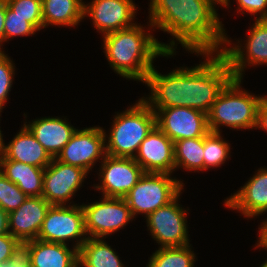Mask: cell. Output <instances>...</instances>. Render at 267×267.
I'll return each mask as SVG.
<instances>
[{"instance_id":"25","label":"cell","mask_w":267,"mask_h":267,"mask_svg":"<svg viewBox=\"0 0 267 267\" xmlns=\"http://www.w3.org/2000/svg\"><path fill=\"white\" fill-rule=\"evenodd\" d=\"M175 171L204 172V137L174 142Z\"/></svg>"},{"instance_id":"40","label":"cell","mask_w":267,"mask_h":267,"mask_svg":"<svg viewBox=\"0 0 267 267\" xmlns=\"http://www.w3.org/2000/svg\"><path fill=\"white\" fill-rule=\"evenodd\" d=\"M2 112H3V110L0 109V117H1V115H2ZM0 121H1V118H0ZM0 123H1V122H0ZM2 132H3V131H1V127H0V137H1Z\"/></svg>"},{"instance_id":"41","label":"cell","mask_w":267,"mask_h":267,"mask_svg":"<svg viewBox=\"0 0 267 267\" xmlns=\"http://www.w3.org/2000/svg\"><path fill=\"white\" fill-rule=\"evenodd\" d=\"M73 267H82L81 263L78 261Z\"/></svg>"},{"instance_id":"33","label":"cell","mask_w":267,"mask_h":267,"mask_svg":"<svg viewBox=\"0 0 267 267\" xmlns=\"http://www.w3.org/2000/svg\"><path fill=\"white\" fill-rule=\"evenodd\" d=\"M0 267H31V252L26 242H19L12 251L8 261L0 264Z\"/></svg>"},{"instance_id":"12","label":"cell","mask_w":267,"mask_h":267,"mask_svg":"<svg viewBox=\"0 0 267 267\" xmlns=\"http://www.w3.org/2000/svg\"><path fill=\"white\" fill-rule=\"evenodd\" d=\"M88 175L80 167L64 164L53 158L44 169L42 197L50 205H75L72 199L82 189Z\"/></svg>"},{"instance_id":"16","label":"cell","mask_w":267,"mask_h":267,"mask_svg":"<svg viewBox=\"0 0 267 267\" xmlns=\"http://www.w3.org/2000/svg\"><path fill=\"white\" fill-rule=\"evenodd\" d=\"M249 178L239 190L224 199L223 205L252 220L267 213V168H258Z\"/></svg>"},{"instance_id":"21","label":"cell","mask_w":267,"mask_h":267,"mask_svg":"<svg viewBox=\"0 0 267 267\" xmlns=\"http://www.w3.org/2000/svg\"><path fill=\"white\" fill-rule=\"evenodd\" d=\"M26 243L31 252V267H73L78 262V249L70 245L39 239Z\"/></svg>"},{"instance_id":"11","label":"cell","mask_w":267,"mask_h":267,"mask_svg":"<svg viewBox=\"0 0 267 267\" xmlns=\"http://www.w3.org/2000/svg\"><path fill=\"white\" fill-rule=\"evenodd\" d=\"M98 169L100 182L91 186L104 197L124 198L144 174L134 158L107 154Z\"/></svg>"},{"instance_id":"1","label":"cell","mask_w":267,"mask_h":267,"mask_svg":"<svg viewBox=\"0 0 267 267\" xmlns=\"http://www.w3.org/2000/svg\"><path fill=\"white\" fill-rule=\"evenodd\" d=\"M202 57L195 66L177 67L162 74L156 66L143 83L150 90L141 97L151 109L190 107L208 114L221 91L234 78L221 53H190ZM146 96V97H145Z\"/></svg>"},{"instance_id":"10","label":"cell","mask_w":267,"mask_h":267,"mask_svg":"<svg viewBox=\"0 0 267 267\" xmlns=\"http://www.w3.org/2000/svg\"><path fill=\"white\" fill-rule=\"evenodd\" d=\"M181 192L169 204L158 208L146 219V226L158 248L180 247L190 244L187 212L189 208L182 207L180 203Z\"/></svg>"},{"instance_id":"13","label":"cell","mask_w":267,"mask_h":267,"mask_svg":"<svg viewBox=\"0 0 267 267\" xmlns=\"http://www.w3.org/2000/svg\"><path fill=\"white\" fill-rule=\"evenodd\" d=\"M105 155L104 130L98 125L77 129L56 159L80 167L89 174L97 162L103 161Z\"/></svg>"},{"instance_id":"26","label":"cell","mask_w":267,"mask_h":267,"mask_svg":"<svg viewBox=\"0 0 267 267\" xmlns=\"http://www.w3.org/2000/svg\"><path fill=\"white\" fill-rule=\"evenodd\" d=\"M191 245L158 248L150 255L146 267H195L197 258Z\"/></svg>"},{"instance_id":"14","label":"cell","mask_w":267,"mask_h":267,"mask_svg":"<svg viewBox=\"0 0 267 267\" xmlns=\"http://www.w3.org/2000/svg\"><path fill=\"white\" fill-rule=\"evenodd\" d=\"M87 3L84 2V19L89 17L101 37L138 23L135 17L139 7L133 0H90Z\"/></svg>"},{"instance_id":"8","label":"cell","mask_w":267,"mask_h":267,"mask_svg":"<svg viewBox=\"0 0 267 267\" xmlns=\"http://www.w3.org/2000/svg\"><path fill=\"white\" fill-rule=\"evenodd\" d=\"M82 203L84 227L89 238H107L124 229L134 216L124 198L104 197Z\"/></svg>"},{"instance_id":"18","label":"cell","mask_w":267,"mask_h":267,"mask_svg":"<svg viewBox=\"0 0 267 267\" xmlns=\"http://www.w3.org/2000/svg\"><path fill=\"white\" fill-rule=\"evenodd\" d=\"M50 204L42 197H28L8 214V232L19 242L35 240Z\"/></svg>"},{"instance_id":"34","label":"cell","mask_w":267,"mask_h":267,"mask_svg":"<svg viewBox=\"0 0 267 267\" xmlns=\"http://www.w3.org/2000/svg\"><path fill=\"white\" fill-rule=\"evenodd\" d=\"M19 241L14 238L9 232L0 235V264L8 261L12 251L18 245Z\"/></svg>"},{"instance_id":"3","label":"cell","mask_w":267,"mask_h":267,"mask_svg":"<svg viewBox=\"0 0 267 267\" xmlns=\"http://www.w3.org/2000/svg\"><path fill=\"white\" fill-rule=\"evenodd\" d=\"M146 24L136 23L132 27L102 36L103 53L110 68L126 80L144 83L156 58L176 55L162 49L161 41L152 34L156 31L154 26L149 21Z\"/></svg>"},{"instance_id":"5","label":"cell","mask_w":267,"mask_h":267,"mask_svg":"<svg viewBox=\"0 0 267 267\" xmlns=\"http://www.w3.org/2000/svg\"><path fill=\"white\" fill-rule=\"evenodd\" d=\"M242 82L233 78L213 103L207 114L210 131L222 133V126L237 131L256 128L258 105L265 95L248 92Z\"/></svg>"},{"instance_id":"38","label":"cell","mask_w":267,"mask_h":267,"mask_svg":"<svg viewBox=\"0 0 267 267\" xmlns=\"http://www.w3.org/2000/svg\"><path fill=\"white\" fill-rule=\"evenodd\" d=\"M8 233V214L0 208V235Z\"/></svg>"},{"instance_id":"24","label":"cell","mask_w":267,"mask_h":267,"mask_svg":"<svg viewBox=\"0 0 267 267\" xmlns=\"http://www.w3.org/2000/svg\"><path fill=\"white\" fill-rule=\"evenodd\" d=\"M105 238H87L78 250L82 267H128Z\"/></svg>"},{"instance_id":"7","label":"cell","mask_w":267,"mask_h":267,"mask_svg":"<svg viewBox=\"0 0 267 267\" xmlns=\"http://www.w3.org/2000/svg\"><path fill=\"white\" fill-rule=\"evenodd\" d=\"M253 20L254 23L250 24V29L246 32L248 33L246 40L238 38L232 43V38L226 35L225 46L221 53L229 62L234 78L244 79L247 66L248 68L267 66V19Z\"/></svg>"},{"instance_id":"35","label":"cell","mask_w":267,"mask_h":267,"mask_svg":"<svg viewBox=\"0 0 267 267\" xmlns=\"http://www.w3.org/2000/svg\"><path fill=\"white\" fill-rule=\"evenodd\" d=\"M256 130H263L267 133V96L263 97V99L260 101L257 109V124H256Z\"/></svg>"},{"instance_id":"15","label":"cell","mask_w":267,"mask_h":267,"mask_svg":"<svg viewBox=\"0 0 267 267\" xmlns=\"http://www.w3.org/2000/svg\"><path fill=\"white\" fill-rule=\"evenodd\" d=\"M156 126L173 142L188 138L204 137L210 130L207 114L190 107L152 109Z\"/></svg>"},{"instance_id":"36","label":"cell","mask_w":267,"mask_h":267,"mask_svg":"<svg viewBox=\"0 0 267 267\" xmlns=\"http://www.w3.org/2000/svg\"><path fill=\"white\" fill-rule=\"evenodd\" d=\"M258 239L257 242H255V246L253 248L255 249H261L267 251V217L266 219H263L262 222H260V225L258 227Z\"/></svg>"},{"instance_id":"19","label":"cell","mask_w":267,"mask_h":267,"mask_svg":"<svg viewBox=\"0 0 267 267\" xmlns=\"http://www.w3.org/2000/svg\"><path fill=\"white\" fill-rule=\"evenodd\" d=\"M24 120L23 124L32 132L52 158H56L60 154L78 129L71 122H68L69 119L64 116L37 117L28 122L27 119Z\"/></svg>"},{"instance_id":"39","label":"cell","mask_w":267,"mask_h":267,"mask_svg":"<svg viewBox=\"0 0 267 267\" xmlns=\"http://www.w3.org/2000/svg\"><path fill=\"white\" fill-rule=\"evenodd\" d=\"M259 267H267V259Z\"/></svg>"},{"instance_id":"2","label":"cell","mask_w":267,"mask_h":267,"mask_svg":"<svg viewBox=\"0 0 267 267\" xmlns=\"http://www.w3.org/2000/svg\"><path fill=\"white\" fill-rule=\"evenodd\" d=\"M220 0H150L148 21L154 30L170 34L161 42L166 53H177L178 44L190 53H219L226 41V29L217 13ZM179 42V43H178Z\"/></svg>"},{"instance_id":"30","label":"cell","mask_w":267,"mask_h":267,"mask_svg":"<svg viewBox=\"0 0 267 267\" xmlns=\"http://www.w3.org/2000/svg\"><path fill=\"white\" fill-rule=\"evenodd\" d=\"M28 196L0 172V208L7 214L20 207Z\"/></svg>"},{"instance_id":"31","label":"cell","mask_w":267,"mask_h":267,"mask_svg":"<svg viewBox=\"0 0 267 267\" xmlns=\"http://www.w3.org/2000/svg\"><path fill=\"white\" fill-rule=\"evenodd\" d=\"M12 57L0 51V109L3 110L7 104L11 88L15 78L16 66Z\"/></svg>"},{"instance_id":"28","label":"cell","mask_w":267,"mask_h":267,"mask_svg":"<svg viewBox=\"0 0 267 267\" xmlns=\"http://www.w3.org/2000/svg\"><path fill=\"white\" fill-rule=\"evenodd\" d=\"M6 5L38 31L43 29L42 0H6Z\"/></svg>"},{"instance_id":"32","label":"cell","mask_w":267,"mask_h":267,"mask_svg":"<svg viewBox=\"0 0 267 267\" xmlns=\"http://www.w3.org/2000/svg\"><path fill=\"white\" fill-rule=\"evenodd\" d=\"M237 8L235 11L238 14H250L256 16L254 19H267V0H235ZM230 0H221L220 6L228 8L231 6Z\"/></svg>"},{"instance_id":"37","label":"cell","mask_w":267,"mask_h":267,"mask_svg":"<svg viewBox=\"0 0 267 267\" xmlns=\"http://www.w3.org/2000/svg\"><path fill=\"white\" fill-rule=\"evenodd\" d=\"M6 14V0H0V51H3L4 46V24Z\"/></svg>"},{"instance_id":"23","label":"cell","mask_w":267,"mask_h":267,"mask_svg":"<svg viewBox=\"0 0 267 267\" xmlns=\"http://www.w3.org/2000/svg\"><path fill=\"white\" fill-rule=\"evenodd\" d=\"M83 0H42L43 29L50 26L76 27L84 22Z\"/></svg>"},{"instance_id":"17","label":"cell","mask_w":267,"mask_h":267,"mask_svg":"<svg viewBox=\"0 0 267 267\" xmlns=\"http://www.w3.org/2000/svg\"><path fill=\"white\" fill-rule=\"evenodd\" d=\"M134 160L145 173L173 175L175 171L174 142L155 126L141 142Z\"/></svg>"},{"instance_id":"20","label":"cell","mask_w":267,"mask_h":267,"mask_svg":"<svg viewBox=\"0 0 267 267\" xmlns=\"http://www.w3.org/2000/svg\"><path fill=\"white\" fill-rule=\"evenodd\" d=\"M21 126L18 130L19 132L8 143H5L3 138L4 134H1L0 153L7 160L46 168L52 162L53 158L37 141L32 132L24 124Z\"/></svg>"},{"instance_id":"4","label":"cell","mask_w":267,"mask_h":267,"mask_svg":"<svg viewBox=\"0 0 267 267\" xmlns=\"http://www.w3.org/2000/svg\"><path fill=\"white\" fill-rule=\"evenodd\" d=\"M112 122L108 133L103 128L106 154L134 158L141 142L156 126V115L142 98H138L124 111L115 112Z\"/></svg>"},{"instance_id":"29","label":"cell","mask_w":267,"mask_h":267,"mask_svg":"<svg viewBox=\"0 0 267 267\" xmlns=\"http://www.w3.org/2000/svg\"><path fill=\"white\" fill-rule=\"evenodd\" d=\"M39 32L31 23L13 12L6 5L5 24H4V43L14 39V37L34 36Z\"/></svg>"},{"instance_id":"9","label":"cell","mask_w":267,"mask_h":267,"mask_svg":"<svg viewBox=\"0 0 267 267\" xmlns=\"http://www.w3.org/2000/svg\"><path fill=\"white\" fill-rule=\"evenodd\" d=\"M84 227V213L81 204L51 205L40 228L37 239L63 243L80 249L87 240Z\"/></svg>"},{"instance_id":"22","label":"cell","mask_w":267,"mask_h":267,"mask_svg":"<svg viewBox=\"0 0 267 267\" xmlns=\"http://www.w3.org/2000/svg\"><path fill=\"white\" fill-rule=\"evenodd\" d=\"M44 169L19 161L7 160L0 153V172L28 197L42 196Z\"/></svg>"},{"instance_id":"27","label":"cell","mask_w":267,"mask_h":267,"mask_svg":"<svg viewBox=\"0 0 267 267\" xmlns=\"http://www.w3.org/2000/svg\"><path fill=\"white\" fill-rule=\"evenodd\" d=\"M225 139L220 132L209 131L204 136V171L219 168L229 161L232 148Z\"/></svg>"},{"instance_id":"6","label":"cell","mask_w":267,"mask_h":267,"mask_svg":"<svg viewBox=\"0 0 267 267\" xmlns=\"http://www.w3.org/2000/svg\"><path fill=\"white\" fill-rule=\"evenodd\" d=\"M184 180L166 173H145L137 184L124 197L134 218L144 215L145 218L173 201L182 191Z\"/></svg>"}]
</instances>
